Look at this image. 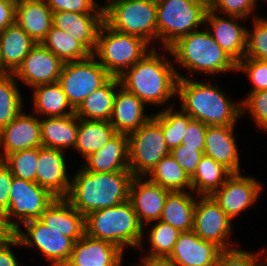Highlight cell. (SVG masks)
I'll list each match as a JSON object with an SVG mask.
<instances>
[{
    "mask_svg": "<svg viewBox=\"0 0 267 266\" xmlns=\"http://www.w3.org/2000/svg\"><path fill=\"white\" fill-rule=\"evenodd\" d=\"M132 172L109 173L79 170L71 180L65 199L85 217L97 210L120 205L129 200Z\"/></svg>",
    "mask_w": 267,
    "mask_h": 266,
    "instance_id": "6da1fadb",
    "label": "cell"
},
{
    "mask_svg": "<svg viewBox=\"0 0 267 266\" xmlns=\"http://www.w3.org/2000/svg\"><path fill=\"white\" fill-rule=\"evenodd\" d=\"M162 57L156 53L154 47L150 49L140 61L118 78L121 86L145 104L164 105L177 95L179 78L173 64L167 57Z\"/></svg>",
    "mask_w": 267,
    "mask_h": 266,
    "instance_id": "7a4b0ae2",
    "label": "cell"
},
{
    "mask_svg": "<svg viewBox=\"0 0 267 266\" xmlns=\"http://www.w3.org/2000/svg\"><path fill=\"white\" fill-rule=\"evenodd\" d=\"M177 95L182 110L207 126L235 125L242 116L241 104L228 100L214 85L190 80L177 72Z\"/></svg>",
    "mask_w": 267,
    "mask_h": 266,
    "instance_id": "3957f363",
    "label": "cell"
},
{
    "mask_svg": "<svg viewBox=\"0 0 267 266\" xmlns=\"http://www.w3.org/2000/svg\"><path fill=\"white\" fill-rule=\"evenodd\" d=\"M207 30L193 31L179 38L165 50L191 72L217 74L237 71V63L216 43Z\"/></svg>",
    "mask_w": 267,
    "mask_h": 266,
    "instance_id": "277c9868",
    "label": "cell"
},
{
    "mask_svg": "<svg viewBox=\"0 0 267 266\" xmlns=\"http://www.w3.org/2000/svg\"><path fill=\"white\" fill-rule=\"evenodd\" d=\"M86 234L124 247L142 248L143 225L128 200L120 205L101 209L85 217Z\"/></svg>",
    "mask_w": 267,
    "mask_h": 266,
    "instance_id": "5b68a950",
    "label": "cell"
},
{
    "mask_svg": "<svg viewBox=\"0 0 267 266\" xmlns=\"http://www.w3.org/2000/svg\"><path fill=\"white\" fill-rule=\"evenodd\" d=\"M148 45L142 37L120 33L103 22L92 55L98 56V62L112 77L119 78L150 51Z\"/></svg>",
    "mask_w": 267,
    "mask_h": 266,
    "instance_id": "8992f818",
    "label": "cell"
},
{
    "mask_svg": "<svg viewBox=\"0 0 267 266\" xmlns=\"http://www.w3.org/2000/svg\"><path fill=\"white\" fill-rule=\"evenodd\" d=\"M102 7L104 22L112 29L142 37L149 44L157 40L156 0H120Z\"/></svg>",
    "mask_w": 267,
    "mask_h": 266,
    "instance_id": "52a82bcc",
    "label": "cell"
},
{
    "mask_svg": "<svg viewBox=\"0 0 267 266\" xmlns=\"http://www.w3.org/2000/svg\"><path fill=\"white\" fill-rule=\"evenodd\" d=\"M157 40L169 48L205 23L207 8L197 0H156Z\"/></svg>",
    "mask_w": 267,
    "mask_h": 266,
    "instance_id": "ba28073f",
    "label": "cell"
},
{
    "mask_svg": "<svg viewBox=\"0 0 267 266\" xmlns=\"http://www.w3.org/2000/svg\"><path fill=\"white\" fill-rule=\"evenodd\" d=\"M129 170L133 177L148 175L155 165L170 154L161 125L151 117L128 135Z\"/></svg>",
    "mask_w": 267,
    "mask_h": 266,
    "instance_id": "9c48e42d",
    "label": "cell"
},
{
    "mask_svg": "<svg viewBox=\"0 0 267 266\" xmlns=\"http://www.w3.org/2000/svg\"><path fill=\"white\" fill-rule=\"evenodd\" d=\"M56 199L46 188L36 182L13 177L10 188L9 208L4 214L6 226L15 233L20 223L39 219L45 209ZM12 220V221H11Z\"/></svg>",
    "mask_w": 267,
    "mask_h": 266,
    "instance_id": "30bf717a",
    "label": "cell"
},
{
    "mask_svg": "<svg viewBox=\"0 0 267 266\" xmlns=\"http://www.w3.org/2000/svg\"><path fill=\"white\" fill-rule=\"evenodd\" d=\"M112 76L95 60V56L81 61L66 62L59 77L67 100L74 110L93 91L105 85Z\"/></svg>",
    "mask_w": 267,
    "mask_h": 266,
    "instance_id": "8fae6325",
    "label": "cell"
},
{
    "mask_svg": "<svg viewBox=\"0 0 267 266\" xmlns=\"http://www.w3.org/2000/svg\"><path fill=\"white\" fill-rule=\"evenodd\" d=\"M27 234L18 229L14 235L23 246H36L39 251L50 260L52 266H64L73 250L74 241L50 229L38 219L25 222ZM25 233V234H24Z\"/></svg>",
    "mask_w": 267,
    "mask_h": 266,
    "instance_id": "7c38bea8",
    "label": "cell"
},
{
    "mask_svg": "<svg viewBox=\"0 0 267 266\" xmlns=\"http://www.w3.org/2000/svg\"><path fill=\"white\" fill-rule=\"evenodd\" d=\"M196 200L194 212V233L205 241H210L222 250L232 249L225 242L230 237L232 220L211 196H200Z\"/></svg>",
    "mask_w": 267,
    "mask_h": 266,
    "instance_id": "4fadbf2b",
    "label": "cell"
},
{
    "mask_svg": "<svg viewBox=\"0 0 267 266\" xmlns=\"http://www.w3.org/2000/svg\"><path fill=\"white\" fill-rule=\"evenodd\" d=\"M261 189L255 178L232 173L211 197L232 220L258 199Z\"/></svg>",
    "mask_w": 267,
    "mask_h": 266,
    "instance_id": "5bb4252c",
    "label": "cell"
},
{
    "mask_svg": "<svg viewBox=\"0 0 267 266\" xmlns=\"http://www.w3.org/2000/svg\"><path fill=\"white\" fill-rule=\"evenodd\" d=\"M64 62L41 43L35 45L14 73L33 88L59 81Z\"/></svg>",
    "mask_w": 267,
    "mask_h": 266,
    "instance_id": "9a60e30c",
    "label": "cell"
},
{
    "mask_svg": "<svg viewBox=\"0 0 267 266\" xmlns=\"http://www.w3.org/2000/svg\"><path fill=\"white\" fill-rule=\"evenodd\" d=\"M0 146H3L4 150L3 154H0V160L18 151L41 147L40 120L32 114L21 111L0 130Z\"/></svg>",
    "mask_w": 267,
    "mask_h": 266,
    "instance_id": "2e32d148",
    "label": "cell"
},
{
    "mask_svg": "<svg viewBox=\"0 0 267 266\" xmlns=\"http://www.w3.org/2000/svg\"><path fill=\"white\" fill-rule=\"evenodd\" d=\"M124 251L117 245L84 234L74 242L68 262L64 266H118Z\"/></svg>",
    "mask_w": 267,
    "mask_h": 266,
    "instance_id": "e0dca14e",
    "label": "cell"
},
{
    "mask_svg": "<svg viewBox=\"0 0 267 266\" xmlns=\"http://www.w3.org/2000/svg\"><path fill=\"white\" fill-rule=\"evenodd\" d=\"M215 11L207 9L205 23L213 29L209 33L216 43L237 64L244 59L246 52L247 29L237 22L244 19L228 15L227 18L219 17ZM237 19V21H235Z\"/></svg>",
    "mask_w": 267,
    "mask_h": 266,
    "instance_id": "ac0fdd59",
    "label": "cell"
},
{
    "mask_svg": "<svg viewBox=\"0 0 267 266\" xmlns=\"http://www.w3.org/2000/svg\"><path fill=\"white\" fill-rule=\"evenodd\" d=\"M63 150L39 147L36 183L56 198L68 195L71 181L67 175Z\"/></svg>",
    "mask_w": 267,
    "mask_h": 266,
    "instance_id": "d6986e66",
    "label": "cell"
},
{
    "mask_svg": "<svg viewBox=\"0 0 267 266\" xmlns=\"http://www.w3.org/2000/svg\"><path fill=\"white\" fill-rule=\"evenodd\" d=\"M143 178L133 177L129 187V201L142 225L160 219L165 200L171 192L150 180L143 182Z\"/></svg>",
    "mask_w": 267,
    "mask_h": 266,
    "instance_id": "ffe728a7",
    "label": "cell"
},
{
    "mask_svg": "<svg viewBox=\"0 0 267 266\" xmlns=\"http://www.w3.org/2000/svg\"><path fill=\"white\" fill-rule=\"evenodd\" d=\"M222 249L198 237L193 230L180 232L170 254L179 266H216Z\"/></svg>",
    "mask_w": 267,
    "mask_h": 266,
    "instance_id": "44dd1931",
    "label": "cell"
},
{
    "mask_svg": "<svg viewBox=\"0 0 267 266\" xmlns=\"http://www.w3.org/2000/svg\"><path fill=\"white\" fill-rule=\"evenodd\" d=\"M104 22V13L53 12V26L70 34L92 54L96 49L98 31Z\"/></svg>",
    "mask_w": 267,
    "mask_h": 266,
    "instance_id": "7402d4cb",
    "label": "cell"
},
{
    "mask_svg": "<svg viewBox=\"0 0 267 266\" xmlns=\"http://www.w3.org/2000/svg\"><path fill=\"white\" fill-rule=\"evenodd\" d=\"M234 126H207L204 155L213 158L231 173H241Z\"/></svg>",
    "mask_w": 267,
    "mask_h": 266,
    "instance_id": "603a6c76",
    "label": "cell"
},
{
    "mask_svg": "<svg viewBox=\"0 0 267 266\" xmlns=\"http://www.w3.org/2000/svg\"><path fill=\"white\" fill-rule=\"evenodd\" d=\"M50 229L78 241L86 233L85 216L79 213L65 198H56L38 219Z\"/></svg>",
    "mask_w": 267,
    "mask_h": 266,
    "instance_id": "cb8c5ba5",
    "label": "cell"
},
{
    "mask_svg": "<svg viewBox=\"0 0 267 266\" xmlns=\"http://www.w3.org/2000/svg\"><path fill=\"white\" fill-rule=\"evenodd\" d=\"M15 22L40 44L53 25V12L45 0H16Z\"/></svg>",
    "mask_w": 267,
    "mask_h": 266,
    "instance_id": "d4e9b609",
    "label": "cell"
},
{
    "mask_svg": "<svg viewBox=\"0 0 267 266\" xmlns=\"http://www.w3.org/2000/svg\"><path fill=\"white\" fill-rule=\"evenodd\" d=\"M83 169L109 173L129 169L128 135L116 133L100 150L90 154Z\"/></svg>",
    "mask_w": 267,
    "mask_h": 266,
    "instance_id": "484cf974",
    "label": "cell"
},
{
    "mask_svg": "<svg viewBox=\"0 0 267 266\" xmlns=\"http://www.w3.org/2000/svg\"><path fill=\"white\" fill-rule=\"evenodd\" d=\"M118 89L109 122L117 133L129 135L144 125L152 115H144L145 103L138 97L125 90L122 86Z\"/></svg>",
    "mask_w": 267,
    "mask_h": 266,
    "instance_id": "4316f807",
    "label": "cell"
},
{
    "mask_svg": "<svg viewBox=\"0 0 267 266\" xmlns=\"http://www.w3.org/2000/svg\"><path fill=\"white\" fill-rule=\"evenodd\" d=\"M37 43L16 23L0 32V52L6 69L14 74Z\"/></svg>",
    "mask_w": 267,
    "mask_h": 266,
    "instance_id": "83f0119b",
    "label": "cell"
},
{
    "mask_svg": "<svg viewBox=\"0 0 267 266\" xmlns=\"http://www.w3.org/2000/svg\"><path fill=\"white\" fill-rule=\"evenodd\" d=\"M42 146L63 150L75 148L79 131V118L74 114L64 117L41 119Z\"/></svg>",
    "mask_w": 267,
    "mask_h": 266,
    "instance_id": "f1b7e54d",
    "label": "cell"
},
{
    "mask_svg": "<svg viewBox=\"0 0 267 266\" xmlns=\"http://www.w3.org/2000/svg\"><path fill=\"white\" fill-rule=\"evenodd\" d=\"M117 77H112L105 85L93 91L75 110L79 119L109 121L113 111L116 88L120 87Z\"/></svg>",
    "mask_w": 267,
    "mask_h": 266,
    "instance_id": "f546056e",
    "label": "cell"
},
{
    "mask_svg": "<svg viewBox=\"0 0 267 266\" xmlns=\"http://www.w3.org/2000/svg\"><path fill=\"white\" fill-rule=\"evenodd\" d=\"M196 199L185 191L170 192L165 200L160 221L180 232L191 231L194 227Z\"/></svg>",
    "mask_w": 267,
    "mask_h": 266,
    "instance_id": "4dcf8cb0",
    "label": "cell"
},
{
    "mask_svg": "<svg viewBox=\"0 0 267 266\" xmlns=\"http://www.w3.org/2000/svg\"><path fill=\"white\" fill-rule=\"evenodd\" d=\"M33 89V104L36 113L46 114L48 117H64L75 113L59 82L39 85Z\"/></svg>",
    "mask_w": 267,
    "mask_h": 266,
    "instance_id": "1f68e13d",
    "label": "cell"
},
{
    "mask_svg": "<svg viewBox=\"0 0 267 266\" xmlns=\"http://www.w3.org/2000/svg\"><path fill=\"white\" fill-rule=\"evenodd\" d=\"M117 133L109 121L79 119V131L75 149L87 158L103 148Z\"/></svg>",
    "mask_w": 267,
    "mask_h": 266,
    "instance_id": "d6a6232c",
    "label": "cell"
},
{
    "mask_svg": "<svg viewBox=\"0 0 267 266\" xmlns=\"http://www.w3.org/2000/svg\"><path fill=\"white\" fill-rule=\"evenodd\" d=\"M232 173L213 158L203 156L191 179V192L198 196H211Z\"/></svg>",
    "mask_w": 267,
    "mask_h": 266,
    "instance_id": "836d02e7",
    "label": "cell"
},
{
    "mask_svg": "<svg viewBox=\"0 0 267 266\" xmlns=\"http://www.w3.org/2000/svg\"><path fill=\"white\" fill-rule=\"evenodd\" d=\"M41 44L64 63L85 60L92 55L81 42L53 25Z\"/></svg>",
    "mask_w": 267,
    "mask_h": 266,
    "instance_id": "e575fe53",
    "label": "cell"
},
{
    "mask_svg": "<svg viewBox=\"0 0 267 266\" xmlns=\"http://www.w3.org/2000/svg\"><path fill=\"white\" fill-rule=\"evenodd\" d=\"M149 175L151 182L171 192L185 191L186 188L191 191L190 177L170 154L163 157Z\"/></svg>",
    "mask_w": 267,
    "mask_h": 266,
    "instance_id": "d590c367",
    "label": "cell"
},
{
    "mask_svg": "<svg viewBox=\"0 0 267 266\" xmlns=\"http://www.w3.org/2000/svg\"><path fill=\"white\" fill-rule=\"evenodd\" d=\"M173 111V107H169L152 116L161 125L166 145L170 151L181 145L189 121L192 119L182 109L176 113Z\"/></svg>",
    "mask_w": 267,
    "mask_h": 266,
    "instance_id": "8d00e7d4",
    "label": "cell"
},
{
    "mask_svg": "<svg viewBox=\"0 0 267 266\" xmlns=\"http://www.w3.org/2000/svg\"><path fill=\"white\" fill-rule=\"evenodd\" d=\"M16 77L10 74L0 77V130L8 125L23 109Z\"/></svg>",
    "mask_w": 267,
    "mask_h": 266,
    "instance_id": "74e56055",
    "label": "cell"
},
{
    "mask_svg": "<svg viewBox=\"0 0 267 266\" xmlns=\"http://www.w3.org/2000/svg\"><path fill=\"white\" fill-rule=\"evenodd\" d=\"M39 148L18 151L7 155L2 161L14 177L36 182Z\"/></svg>",
    "mask_w": 267,
    "mask_h": 266,
    "instance_id": "f35d334b",
    "label": "cell"
},
{
    "mask_svg": "<svg viewBox=\"0 0 267 266\" xmlns=\"http://www.w3.org/2000/svg\"><path fill=\"white\" fill-rule=\"evenodd\" d=\"M180 231L169 224L158 220L149 231L151 252L147 256H170L174 249Z\"/></svg>",
    "mask_w": 267,
    "mask_h": 266,
    "instance_id": "ab89813d",
    "label": "cell"
},
{
    "mask_svg": "<svg viewBox=\"0 0 267 266\" xmlns=\"http://www.w3.org/2000/svg\"><path fill=\"white\" fill-rule=\"evenodd\" d=\"M254 30H247L244 58L267 61V18L254 16Z\"/></svg>",
    "mask_w": 267,
    "mask_h": 266,
    "instance_id": "60d3db41",
    "label": "cell"
},
{
    "mask_svg": "<svg viewBox=\"0 0 267 266\" xmlns=\"http://www.w3.org/2000/svg\"><path fill=\"white\" fill-rule=\"evenodd\" d=\"M240 103L242 115L249 111L257 126L267 130V90L249 92Z\"/></svg>",
    "mask_w": 267,
    "mask_h": 266,
    "instance_id": "b9f144b4",
    "label": "cell"
},
{
    "mask_svg": "<svg viewBox=\"0 0 267 266\" xmlns=\"http://www.w3.org/2000/svg\"><path fill=\"white\" fill-rule=\"evenodd\" d=\"M244 71L254 87L250 92L267 90V61L244 58L237 64V71Z\"/></svg>",
    "mask_w": 267,
    "mask_h": 266,
    "instance_id": "7bdbcfd3",
    "label": "cell"
},
{
    "mask_svg": "<svg viewBox=\"0 0 267 266\" xmlns=\"http://www.w3.org/2000/svg\"><path fill=\"white\" fill-rule=\"evenodd\" d=\"M260 257L259 253L253 254L234 247L220 252L216 266H267V263L259 261Z\"/></svg>",
    "mask_w": 267,
    "mask_h": 266,
    "instance_id": "ee69618b",
    "label": "cell"
},
{
    "mask_svg": "<svg viewBox=\"0 0 267 266\" xmlns=\"http://www.w3.org/2000/svg\"><path fill=\"white\" fill-rule=\"evenodd\" d=\"M45 2L52 12L104 13L103 7L98 6L94 0H45Z\"/></svg>",
    "mask_w": 267,
    "mask_h": 266,
    "instance_id": "f6af8a7d",
    "label": "cell"
},
{
    "mask_svg": "<svg viewBox=\"0 0 267 266\" xmlns=\"http://www.w3.org/2000/svg\"><path fill=\"white\" fill-rule=\"evenodd\" d=\"M170 155L177 161L186 174L191 177L201 158L204 156V150H195V148L185 147L181 144L170 151Z\"/></svg>",
    "mask_w": 267,
    "mask_h": 266,
    "instance_id": "bcb514c9",
    "label": "cell"
},
{
    "mask_svg": "<svg viewBox=\"0 0 267 266\" xmlns=\"http://www.w3.org/2000/svg\"><path fill=\"white\" fill-rule=\"evenodd\" d=\"M257 0H218L211 10L222 11L223 14L246 18L254 11Z\"/></svg>",
    "mask_w": 267,
    "mask_h": 266,
    "instance_id": "7dc6e473",
    "label": "cell"
},
{
    "mask_svg": "<svg viewBox=\"0 0 267 266\" xmlns=\"http://www.w3.org/2000/svg\"><path fill=\"white\" fill-rule=\"evenodd\" d=\"M206 129V124L199 120L191 119L181 144L185 145V147L195 148V150H204Z\"/></svg>",
    "mask_w": 267,
    "mask_h": 266,
    "instance_id": "c3c4849f",
    "label": "cell"
},
{
    "mask_svg": "<svg viewBox=\"0 0 267 266\" xmlns=\"http://www.w3.org/2000/svg\"><path fill=\"white\" fill-rule=\"evenodd\" d=\"M13 177L9 167L0 160V212L3 215L9 208L10 188Z\"/></svg>",
    "mask_w": 267,
    "mask_h": 266,
    "instance_id": "681fc988",
    "label": "cell"
},
{
    "mask_svg": "<svg viewBox=\"0 0 267 266\" xmlns=\"http://www.w3.org/2000/svg\"><path fill=\"white\" fill-rule=\"evenodd\" d=\"M11 244L21 245L20 240L14 234L0 244V266H19L14 253L11 251Z\"/></svg>",
    "mask_w": 267,
    "mask_h": 266,
    "instance_id": "f907efd6",
    "label": "cell"
},
{
    "mask_svg": "<svg viewBox=\"0 0 267 266\" xmlns=\"http://www.w3.org/2000/svg\"><path fill=\"white\" fill-rule=\"evenodd\" d=\"M16 0H0V32L15 22Z\"/></svg>",
    "mask_w": 267,
    "mask_h": 266,
    "instance_id": "816d5d0a",
    "label": "cell"
},
{
    "mask_svg": "<svg viewBox=\"0 0 267 266\" xmlns=\"http://www.w3.org/2000/svg\"><path fill=\"white\" fill-rule=\"evenodd\" d=\"M142 266H179L173 259L169 256H144L142 258Z\"/></svg>",
    "mask_w": 267,
    "mask_h": 266,
    "instance_id": "f5cc1de1",
    "label": "cell"
},
{
    "mask_svg": "<svg viewBox=\"0 0 267 266\" xmlns=\"http://www.w3.org/2000/svg\"><path fill=\"white\" fill-rule=\"evenodd\" d=\"M14 233L6 226L4 215L0 212V244L6 241Z\"/></svg>",
    "mask_w": 267,
    "mask_h": 266,
    "instance_id": "db71d44e",
    "label": "cell"
},
{
    "mask_svg": "<svg viewBox=\"0 0 267 266\" xmlns=\"http://www.w3.org/2000/svg\"><path fill=\"white\" fill-rule=\"evenodd\" d=\"M11 73L6 69L5 65L3 64L1 52H0V77H5L10 75Z\"/></svg>",
    "mask_w": 267,
    "mask_h": 266,
    "instance_id": "11a10c76",
    "label": "cell"
},
{
    "mask_svg": "<svg viewBox=\"0 0 267 266\" xmlns=\"http://www.w3.org/2000/svg\"><path fill=\"white\" fill-rule=\"evenodd\" d=\"M203 4L207 9H211L218 0H197Z\"/></svg>",
    "mask_w": 267,
    "mask_h": 266,
    "instance_id": "9f6ffc18",
    "label": "cell"
},
{
    "mask_svg": "<svg viewBox=\"0 0 267 266\" xmlns=\"http://www.w3.org/2000/svg\"><path fill=\"white\" fill-rule=\"evenodd\" d=\"M115 1H120V0H108L109 4H110L111 2H115Z\"/></svg>",
    "mask_w": 267,
    "mask_h": 266,
    "instance_id": "6f0895ef",
    "label": "cell"
},
{
    "mask_svg": "<svg viewBox=\"0 0 267 266\" xmlns=\"http://www.w3.org/2000/svg\"><path fill=\"white\" fill-rule=\"evenodd\" d=\"M118 266H122V262H121ZM134 266H135V265H134ZM136 266H142V265H136Z\"/></svg>",
    "mask_w": 267,
    "mask_h": 266,
    "instance_id": "680465c9",
    "label": "cell"
}]
</instances>
